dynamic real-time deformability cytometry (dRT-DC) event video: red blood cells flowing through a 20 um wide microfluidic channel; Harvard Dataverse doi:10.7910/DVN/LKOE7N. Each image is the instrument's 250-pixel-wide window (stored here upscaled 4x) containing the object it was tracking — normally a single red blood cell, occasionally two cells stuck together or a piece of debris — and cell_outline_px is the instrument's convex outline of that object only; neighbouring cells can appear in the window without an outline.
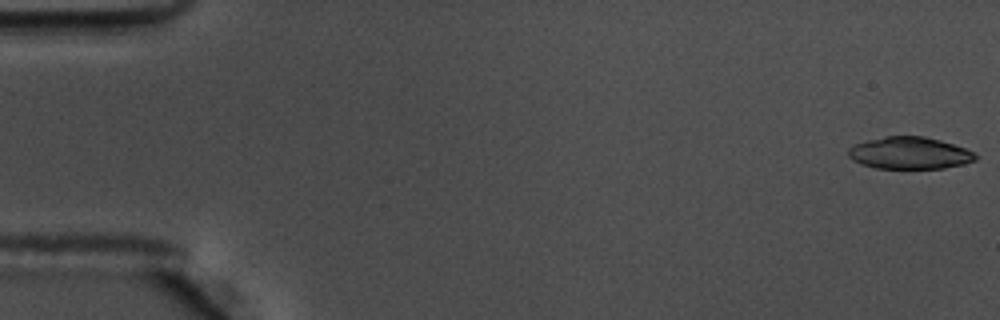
{"species": "common noctule bat (a hibernating species)", "species_latin": "Nyctalus noctula", "temperature_condition": "warm", "stored_images_in_passage": 56, "camera_frame_rate_fps": 3000, "um_per_image_px": 0.085, "animal": {"sex": "male", "body_mass_g": 17.5, "forearm_length_mm": 52.3}, "frame": {"image": 1, "passage_image": 1, "time_ms": 0.0, "image_size_px": [1000, 320], "cell_outline_px": [[980, 156], [976, 160], [964, 164], [944, 168], [876, 168], [860, 164], [852, 160], [848, 156], [848, 148], [856, 144], [868, 140], [884, 136], [924, 136], [940, 140], [976, 152]], "centroid_in_image_um": [77.34, 13.01], "position_along_channel_um": 7.7, "area_um2": 23.87}}
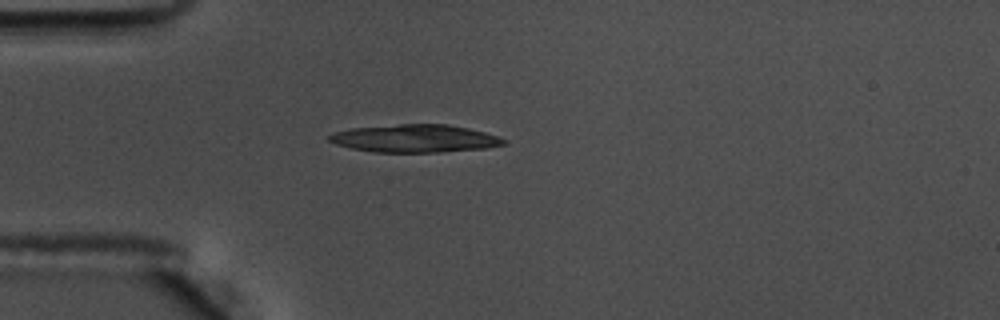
{"frame": {"image": 2, "passage_image": 16, "time_ms": 5.0, "image_size_px": [1000, 320], "cell_outline_px": [[508, 140], [504, 144], [488, 148], [436, 152], [376, 152], [352, 148], [336, 144], [328, 140], [328, 136], [332, 132], [352, 128], [400, 124], [448, 124], [468, 128], [484, 132]], "centroid_in_image_um": [35.26, 11.76], "position_along_channel_um": 49.7, "area_um2": 28.15}}
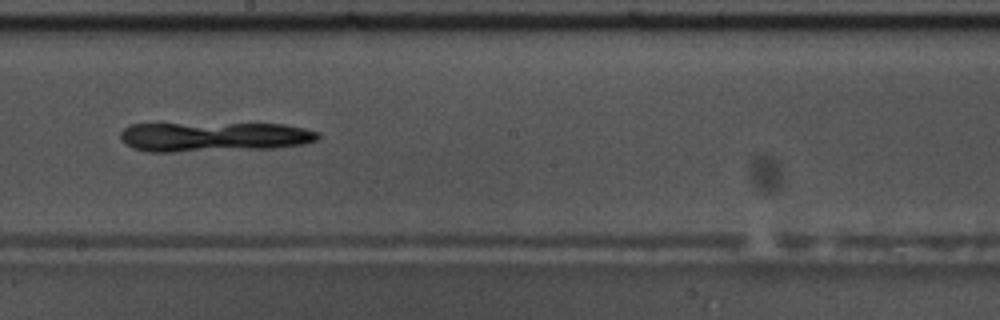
{"frame": {"image": 3, "passage_image": 32, "time_ms": 10.333, "image_size_px": [1000, 320], "cell_outline_px": [[320, 140], [304, 144], [272, 148], [172, 152], [148, 152], [132, 148], [120, 136], [120, 132], [124, 128], [132, 124], [284, 124], [304, 128], [320, 132]], "centroid_in_image_um": [18.23, 11.63], "position_along_channel_um": 230.0, "area_um2": 34.1}}